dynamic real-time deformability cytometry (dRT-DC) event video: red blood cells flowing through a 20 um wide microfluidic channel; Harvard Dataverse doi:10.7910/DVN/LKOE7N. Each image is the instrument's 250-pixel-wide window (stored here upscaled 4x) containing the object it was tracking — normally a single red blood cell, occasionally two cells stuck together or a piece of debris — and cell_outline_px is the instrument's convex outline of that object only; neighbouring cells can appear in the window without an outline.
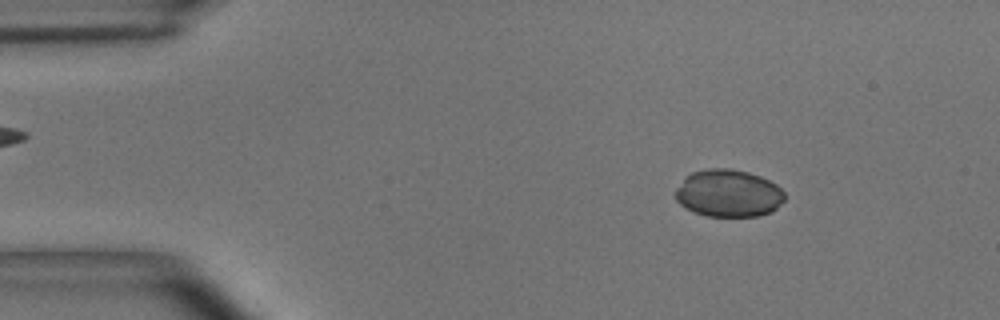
{"species": "common noctule bat (a hibernating species)", "species_latin": "Nyctalus noctula", "temperature_condition": "room temperature", "stored_images_in_passage": 53, "camera_frame_rate_fps": 3000, "um_per_image_px": 0.085, "animal": {"sex": "male", "body_mass_g": 15.6}, "frame": {"image": 1, "passage_image": 7, "time_ms": 2.0, "image_size_px": [1000, 320], "cell_outline_px": [[784, 200], [772, 212], [760, 216], [708, 216], [692, 212], [680, 204], [676, 200], [676, 188], [684, 176], [692, 172], [708, 168], [732, 168], [748, 172], [760, 176], [776, 184], [784, 192]], "centroid_in_image_um": [61.9, 16.42], "position_along_channel_um": 23.1, "area_um2": 30.4}}
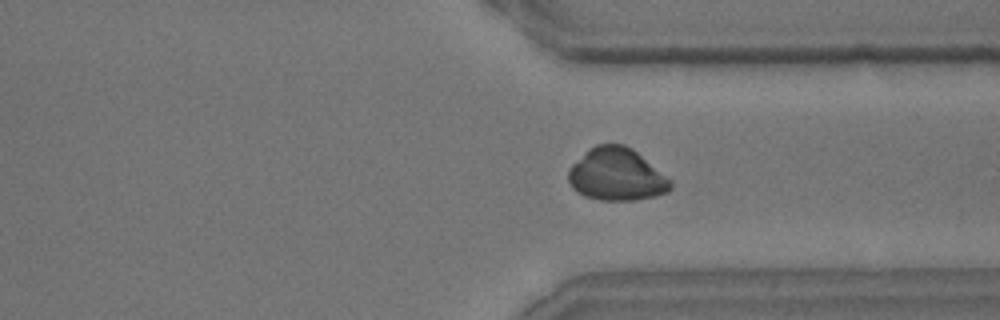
{"frame": {"image": 2, "passage_image": 40, "time_ms": 13.0, "image_size_px": [1000, 320], "cell_outline_px": [[672, 188], [668, 192], [656, 196], [632, 200], [600, 200], [584, 196], [576, 192], [572, 188], [568, 180], [568, 168], [572, 164], [596, 144], [624, 144], [632, 148], [672, 180]], "centroid_in_image_um": [52.42, 14.85], "position_along_channel_um": 359.0, "area_um2": 31.33}}
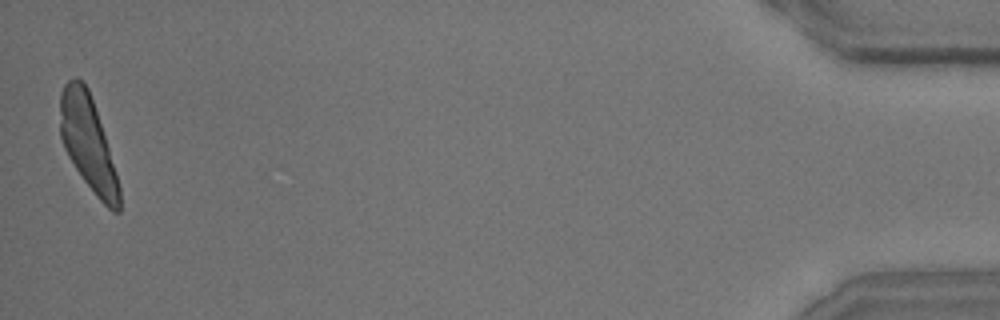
{"frame": {"image": 3, "passage_image": 53, "time_ms": 17.333, "image_size_px": [1000, 320], "cell_outline_px": [[120, 212], [112, 212], [96, 196], [84, 180], [68, 156], [64, 148], [60, 136], [60, 92], [64, 84], [68, 80], [76, 76], [88, 88], [116, 172], [120, 188]], "centroid_in_image_um": [7.46, 12.17], "position_along_channel_um": 427.7, "area_um2": 32.02}}